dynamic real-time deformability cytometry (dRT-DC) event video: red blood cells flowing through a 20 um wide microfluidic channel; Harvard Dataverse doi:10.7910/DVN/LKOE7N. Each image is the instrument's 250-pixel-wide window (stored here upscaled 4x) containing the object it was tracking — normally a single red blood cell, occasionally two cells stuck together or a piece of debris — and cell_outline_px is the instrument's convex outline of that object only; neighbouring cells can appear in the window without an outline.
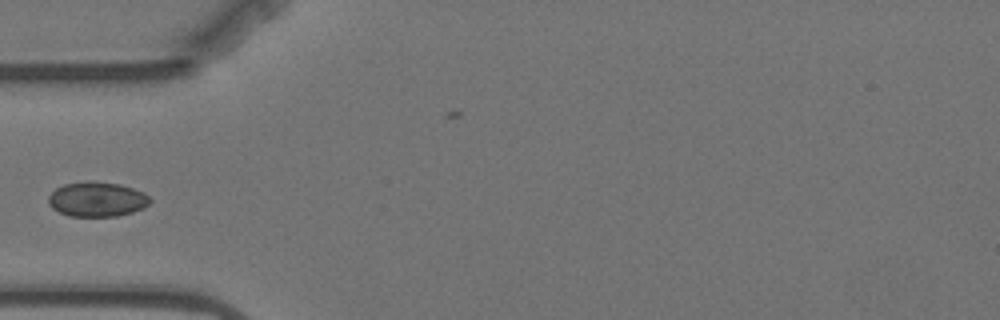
{"species": "Egyptian fruit bat (a non-hibernating species)", "species_latin": "Rousettus aegyptiacus", "temperature_condition": "warm", "stored_images_in_passage": 6, "camera_frame_rate_fps": 3000, "um_per_image_px": 0.085, "animal": {"sex": "female"}, "frame": {"image": 1, "passage_image": 5, "time_ms": 5.333, "image_size_px": [1000, 320], "cell_outline_px": [[152, 200], [144, 208], [132, 212], [116, 216], [68, 216], [52, 208], [48, 204], [48, 196], [56, 188], [64, 184], [88, 180], [92, 180], [120, 184], [144, 192]], "centroid_in_image_um": [8.24, 16.93], "position_along_channel_um": 76.8, "area_um2": 20.75}}